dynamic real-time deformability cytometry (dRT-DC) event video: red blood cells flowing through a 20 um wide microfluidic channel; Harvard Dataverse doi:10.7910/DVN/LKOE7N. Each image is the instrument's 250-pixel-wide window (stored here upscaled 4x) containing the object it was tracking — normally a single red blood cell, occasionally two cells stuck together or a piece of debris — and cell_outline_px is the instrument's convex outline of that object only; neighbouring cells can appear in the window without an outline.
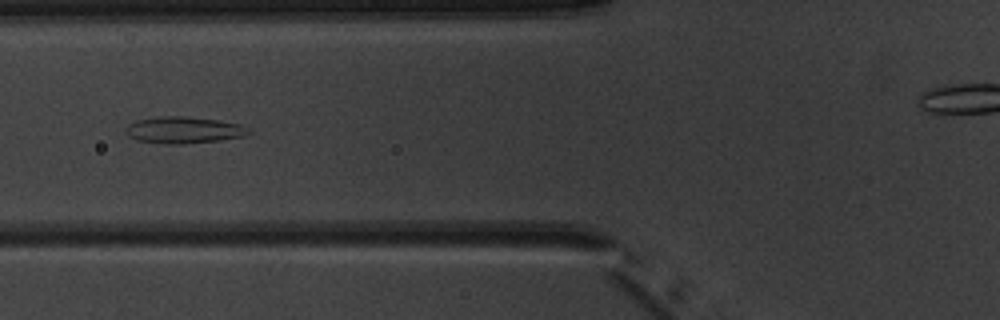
{"species": "common noctule bat (a hibernating species)", "species_latin": "Nyctalus noctula", "temperature_condition": "warm", "stored_images_in_passage": 6, "camera_frame_rate_fps": 3000, "um_per_image_px": 0.085, "animal": {"sex": "male", "body_mass_g": 20.1, "forearm_length_mm": 53.5}, "frame": {"image": 1, "passage_image": 5, "time_ms": 4.667, "image_size_px": [1000, 320], "cell_outline_px": [[252, 132], [244, 136], [216, 140], [184, 144], [168, 144], [136, 140], [128, 136], [124, 132], [124, 128], [128, 124], [136, 120], [160, 116], [184, 116], [220, 120], [240, 124], [248, 128]], "centroid_in_image_um": [15.57, 11.04], "position_along_channel_um": 110.2, "area_um2": 19.19}}
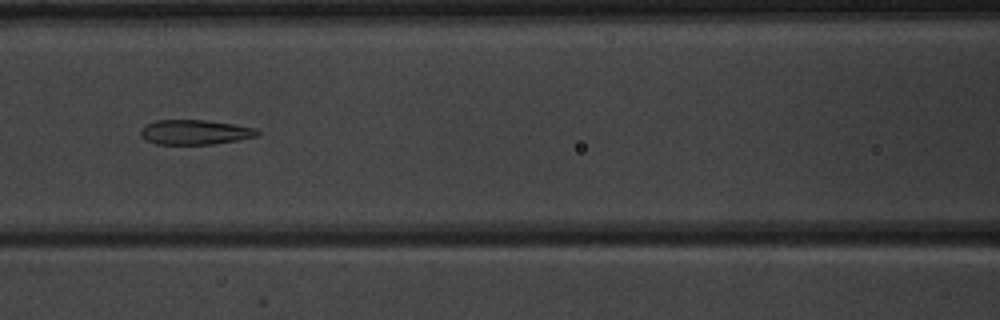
{"frame": {"image": 2, "passage_image": 6, "time_ms": 5.667, "image_size_px": [1000, 320], "cell_outline_px": [[260, 136], [212, 144], [156, 144], [144, 140], [140, 136], [140, 128], [144, 124], [156, 120], [204, 120], [232, 124], [256, 128], [260, 132]], "centroid_in_image_um": [16.52, 11.23], "position_along_channel_um": 150.1, "area_um2": 16.99}}